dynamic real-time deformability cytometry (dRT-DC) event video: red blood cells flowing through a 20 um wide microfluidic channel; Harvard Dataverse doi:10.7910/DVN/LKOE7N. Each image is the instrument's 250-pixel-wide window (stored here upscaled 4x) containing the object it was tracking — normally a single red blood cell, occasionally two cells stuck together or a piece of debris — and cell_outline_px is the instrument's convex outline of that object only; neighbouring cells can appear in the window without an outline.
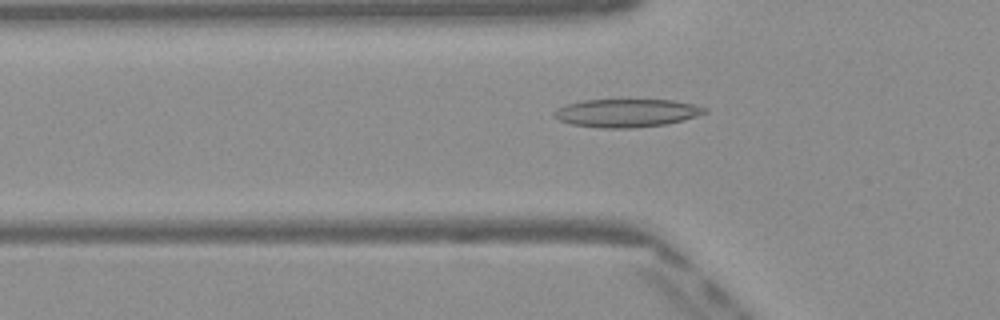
{"species": "Egyptian fruit bat (a non-hibernating species)", "species_latin": "Rousettus aegyptiacus", "temperature_condition": "warm", "stored_images_in_passage": 47, "camera_frame_rate_fps": 3000, "um_per_image_px": 0.085, "frame": {"image": 1, "passage_image": 16, "time_ms": 5.0, "image_size_px": [1000, 320], "cell_outline_px": [[708, 112], [684, 120], [664, 124], [632, 128], [600, 128], [572, 124], [560, 120], [552, 116], [552, 112], [568, 104], [584, 100], [672, 100], [692, 104], [708, 108]], "centroid_in_image_um": [53.27, 9.61], "position_along_channel_um": 72.5, "area_um2": 24.51}}
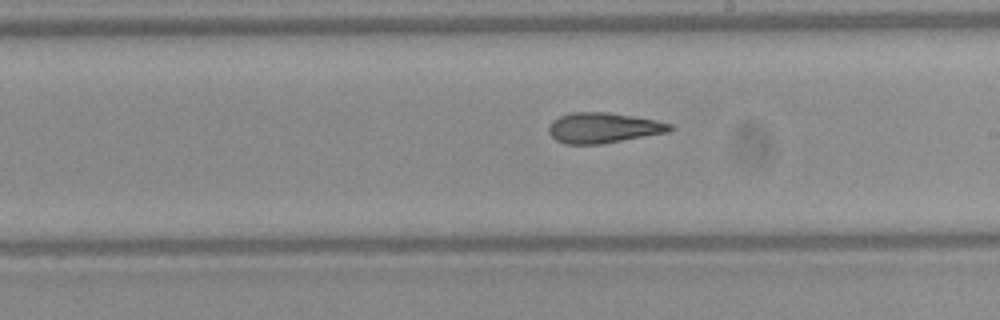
{"frame": {"image": 2, "passage_image": 28, "time_ms": 9.0, "image_size_px": [1000, 320], "cell_outline_px": [[676, 128], [668, 132], [600, 144], [564, 144], [556, 140], [548, 132], [548, 128], [552, 120], [560, 116], [572, 112], [608, 112], [656, 120], [672, 124]], "centroid_in_image_um": [51.27, 10.86], "position_along_channel_um": 237.7, "area_um2": 21.44}}
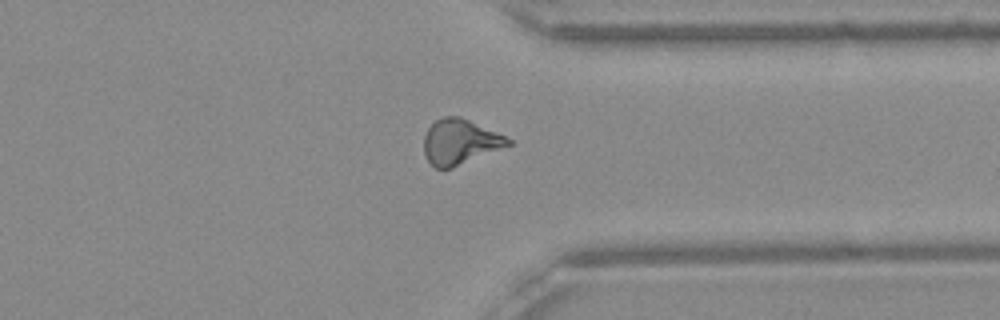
{"frame": {"image": 3, "passage_image": 38, "time_ms": 12.333, "image_size_px": [1000, 320], "cell_outline_px": [[512, 144], [452, 168], [436, 168], [428, 160], [424, 152], [424, 136], [428, 128], [436, 120], [444, 116], [460, 116], [496, 132], [512, 140]], "centroid_in_image_um": [39.08, 12.05], "position_along_channel_um": 372.3, "area_um2": 21.85}}